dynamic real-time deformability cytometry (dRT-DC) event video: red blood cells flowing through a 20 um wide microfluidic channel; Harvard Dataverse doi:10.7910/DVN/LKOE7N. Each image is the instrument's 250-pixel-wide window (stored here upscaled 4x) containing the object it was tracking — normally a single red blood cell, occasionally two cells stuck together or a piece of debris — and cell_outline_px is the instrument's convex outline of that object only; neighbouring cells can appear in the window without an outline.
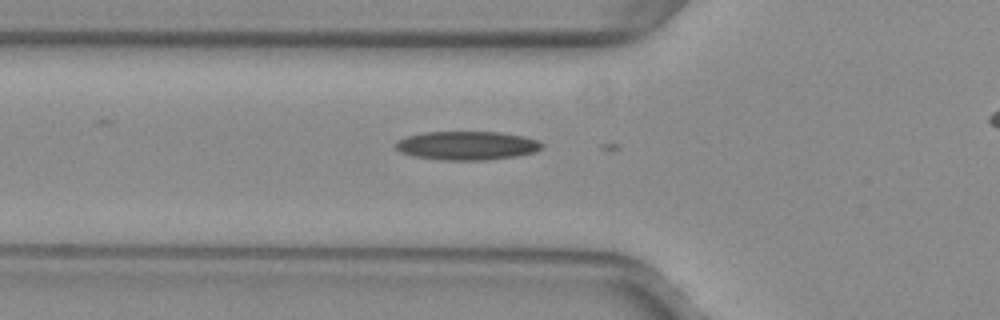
{"species": "common noctule bat (a hibernating species)", "species_latin": "Nyctalus noctula", "temperature_condition": "warm", "stored_images_in_passage": 17, "camera_frame_rate_fps": 3000, "um_per_image_px": 0.085, "animal": {"sex": "female", "body_mass_g": 29.2, "forearm_length_mm": 56.3}, "frame": {"image": 1, "passage_image": 9, "time_ms": 2.667, "image_size_px": [1000, 320], "cell_outline_px": [[544, 148], [532, 152], [516, 156], [484, 160], [444, 160], [412, 156], [400, 152], [396, 148], [396, 140], [408, 136], [424, 132], [500, 132], [524, 136], [536, 140], [544, 144]], "centroid_in_image_um": [39.68, 12.37], "position_along_channel_um": 86.1, "area_um2": 24.45}}
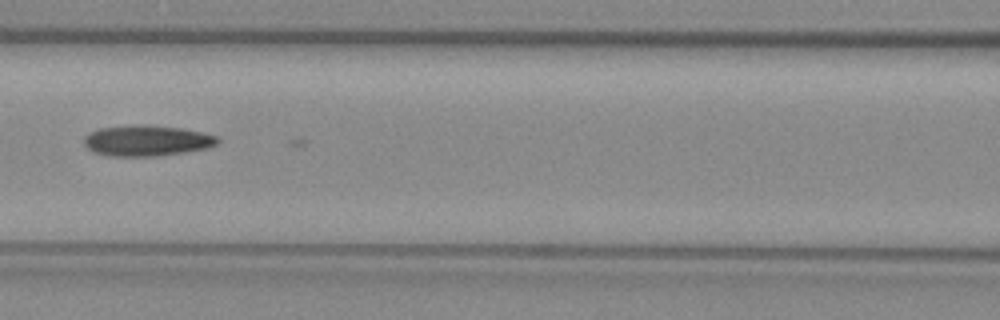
{"frame": {"image": 2, "passage_image": 14, "time_ms": 4.333, "image_size_px": [1000, 320], "cell_outline_px": [[220, 140], [216, 144], [208, 148], [184, 152], [156, 156], [108, 156], [92, 152], [84, 144], [84, 136], [88, 132], [100, 128], [140, 124], [144, 124], [180, 128], [200, 132], [216, 136]], "centroid_in_image_um": [12.43, 11.95], "position_along_channel_um": 154.2, "area_um2": 23.99}}